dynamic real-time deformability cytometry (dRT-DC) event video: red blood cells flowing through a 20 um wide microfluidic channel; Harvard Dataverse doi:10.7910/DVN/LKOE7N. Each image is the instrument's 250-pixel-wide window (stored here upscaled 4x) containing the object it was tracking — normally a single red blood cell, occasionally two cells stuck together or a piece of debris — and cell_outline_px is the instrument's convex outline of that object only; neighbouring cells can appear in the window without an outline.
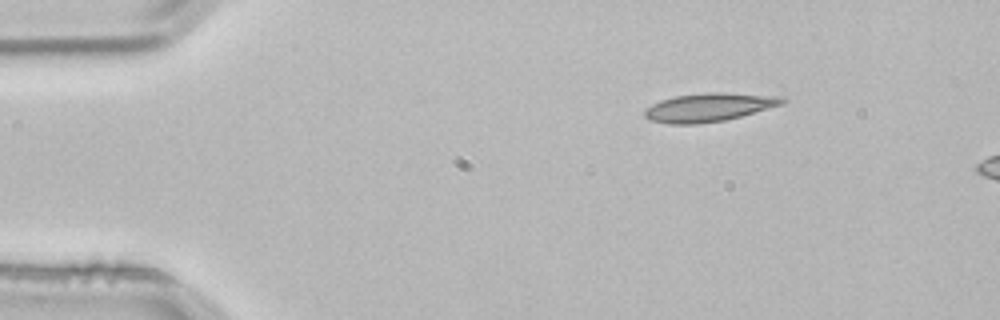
{"species": "common noctule bat (a hibernating species)", "species_latin": "Nyctalus noctula", "temperature_condition": "room temperature", "stored_images_in_passage": 2, "camera_frame_rate_fps": 3000, "um_per_image_px": 0.085, "animal": {"sex": "male", "body_mass_g": 21.5, "forearm_length_mm": 52.0}, "frame": {"image": 1, "passage_image": 1, "time_ms": 0.0, "image_size_px": [1000, 320], "cell_outline_px": [[788, 100], [784, 104], [740, 116], [724, 120], [696, 124], [668, 124], [648, 120], [644, 116], [644, 112], [652, 104], [660, 100], [676, 96], [708, 92], [720, 92], [784, 96]], "centroid_in_image_um": [60.29, 9.11], "position_along_channel_um": 24.7, "area_um2": 22.89}}